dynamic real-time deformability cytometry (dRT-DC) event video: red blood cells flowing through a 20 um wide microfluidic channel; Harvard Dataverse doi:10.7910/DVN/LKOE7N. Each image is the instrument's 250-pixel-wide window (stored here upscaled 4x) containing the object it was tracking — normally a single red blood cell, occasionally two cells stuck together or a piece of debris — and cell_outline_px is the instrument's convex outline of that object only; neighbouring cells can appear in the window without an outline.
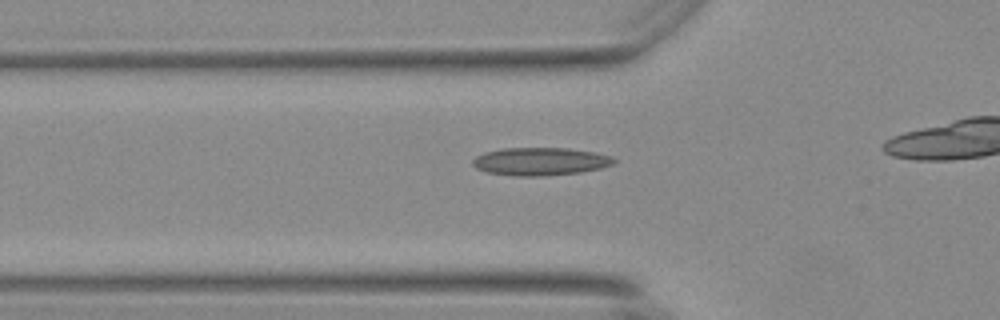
{"species": "Egyptian fruit bat (a non-hibernating species)", "species_latin": "Rousettus aegyptiacus", "temperature_condition": "warm", "stored_images_in_passage": 30, "camera_frame_rate_fps": 3000, "um_per_image_px": 0.085, "animal": {"sex": "female"}, "frame": {"image": 1, "passage_image": 4, "time_ms": 1.0, "image_size_px": [1000, 320], "cell_outline_px": [[616, 160], [612, 164], [600, 168], [580, 172], [544, 176], [512, 176], [484, 172], [476, 168], [472, 164], [472, 160], [476, 156], [484, 152], [500, 148], [568, 148], [596, 152], [612, 156]], "centroid_in_image_um": [45.88, 13.72], "position_along_channel_um": 79.9, "area_um2": 23.18}}
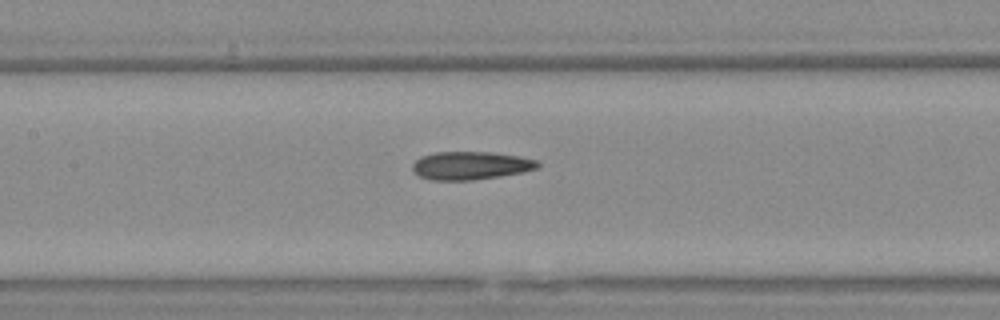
{"frame": {"image": 2, "passage_image": 11, "time_ms": 3.333, "image_size_px": [1000, 320], "cell_outline_px": [[540, 168], [524, 172], [500, 176], [472, 180], [432, 180], [420, 176], [412, 168], [412, 164], [420, 156], [436, 152], [492, 152], [520, 156], [536, 160], [540, 164]], "centroid_in_image_um": [40.04, 14.07], "position_along_channel_um": 167.4, "area_um2": 20.58}}
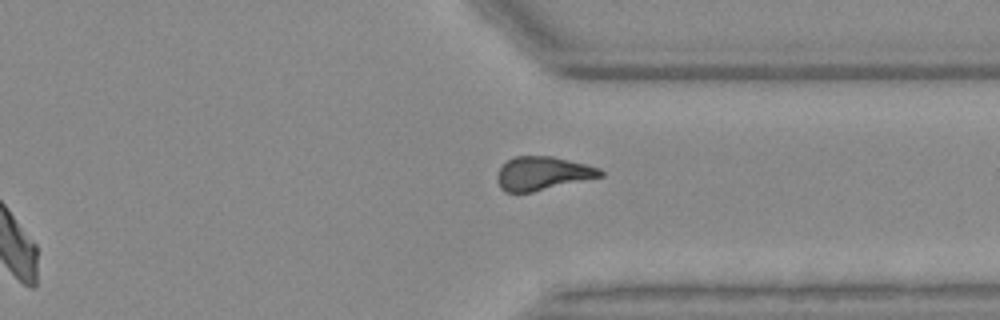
{"frame": {"image": 3, "passage_image": 27, "time_ms": 8.667, "image_size_px": [1000, 320], "cell_outline_px": [[604, 176], [532, 192], [504, 192], [500, 188], [496, 180], [496, 176], [500, 168], [508, 160], [516, 156], [552, 156], [600, 168], [604, 172]], "centroid_in_image_um": [46.11, 14.75], "position_along_channel_um": 365.3, "area_um2": 20.11}}